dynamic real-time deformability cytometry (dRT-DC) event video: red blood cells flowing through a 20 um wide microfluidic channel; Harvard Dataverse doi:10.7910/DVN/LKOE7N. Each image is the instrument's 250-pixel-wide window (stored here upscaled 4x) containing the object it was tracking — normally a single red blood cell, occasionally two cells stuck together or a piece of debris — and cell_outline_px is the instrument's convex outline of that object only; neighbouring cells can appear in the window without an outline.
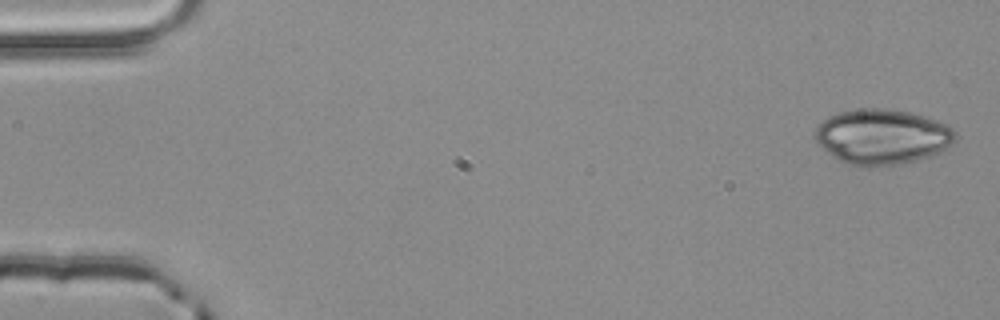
{"species": "common noctule bat (a hibernating species)", "species_latin": "Nyctalus noctula", "temperature_condition": "room temperature", "stored_images_in_passage": 3, "camera_frame_rate_fps": 3000, "um_per_image_px": 0.085, "animal": {"sex": "male", "body_mass_g": 20.4}, "frame": {"image": 1, "passage_image": 1, "time_ms": 0.0, "image_size_px": [1000, 320], "cell_outline_px": [[956, 140], [952, 144], [928, 156], [916, 160], [900, 164], [848, 164], [832, 156], [816, 140], [816, 128], [824, 120], [840, 112], [860, 108], [888, 108], [908, 112], [924, 116], [948, 124], [956, 132]], "centroid_in_image_um": [75.02, 11.58], "position_along_channel_um": 10.0, "area_um2": 44.16}}